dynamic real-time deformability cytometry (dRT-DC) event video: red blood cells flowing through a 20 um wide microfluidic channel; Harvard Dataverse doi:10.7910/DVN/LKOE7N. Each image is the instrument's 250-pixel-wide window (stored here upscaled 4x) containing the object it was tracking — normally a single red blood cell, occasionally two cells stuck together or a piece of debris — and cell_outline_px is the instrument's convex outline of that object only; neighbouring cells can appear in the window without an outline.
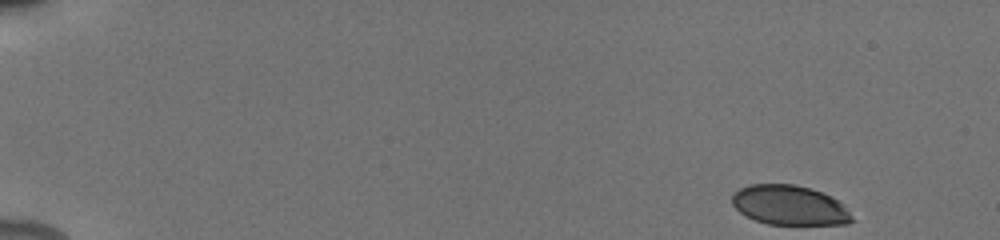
{"species": "human", "species_latin": "Homo sapiens", "temperature_condition": "cold", "stored_images_in_passage": 16, "camera_frame_rate_fps": 3000, "um_per_image_px": 0.085, "donor": {"sex": "male"}, "frame": {"image": 1, "passage_image": 1, "time_ms": 0.0, "image_size_px": [1000, 240], "cell_outline_px": [[856, 220], [848, 224], [768, 224], [756, 220], [740, 212], [732, 204], [732, 196], [740, 188], [748, 184], [792, 184], [808, 188], [832, 196], [844, 204]], "centroid_in_image_um": [67.15, 17.45], "position_along_channel_um": 17.8, "area_um2": 27.69}}
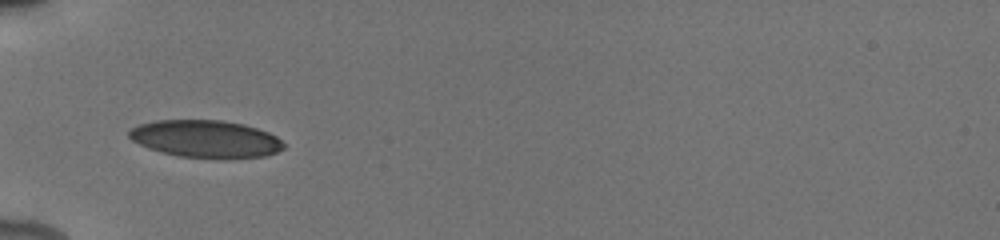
{"frame": {"image": 2, "passage_image": 9, "time_ms": 5.0, "image_size_px": [1000, 240], "cell_outline_px": [[284, 148], [276, 152], [264, 156], [228, 160], [180, 156], [148, 148], [132, 140], [128, 136], [128, 132], [132, 128], [140, 124], [156, 120], [220, 120], [244, 124], [268, 132], [276, 136], [284, 144]], "centroid_in_image_um": [17.51, 11.82], "position_along_channel_um": 67.5, "area_um2": 33.87}}
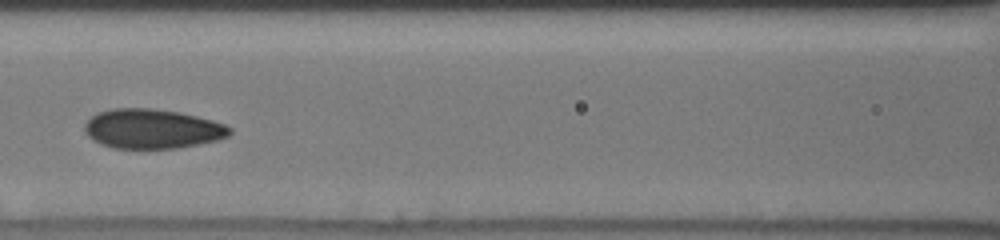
{"frame": {"image": 3, "passage_image": 13, "time_ms": 7.333, "image_size_px": [1000, 240], "cell_outline_px": [[232, 132], [228, 136], [220, 140], [176, 148], [112, 148], [100, 144], [92, 140], [84, 132], [84, 124], [96, 112], [112, 108], [152, 108], [180, 112], [212, 120], [224, 124], [232, 128]], "centroid_in_image_um": [12.92, 10.95], "position_along_channel_um": 153.7, "area_um2": 33.7}}